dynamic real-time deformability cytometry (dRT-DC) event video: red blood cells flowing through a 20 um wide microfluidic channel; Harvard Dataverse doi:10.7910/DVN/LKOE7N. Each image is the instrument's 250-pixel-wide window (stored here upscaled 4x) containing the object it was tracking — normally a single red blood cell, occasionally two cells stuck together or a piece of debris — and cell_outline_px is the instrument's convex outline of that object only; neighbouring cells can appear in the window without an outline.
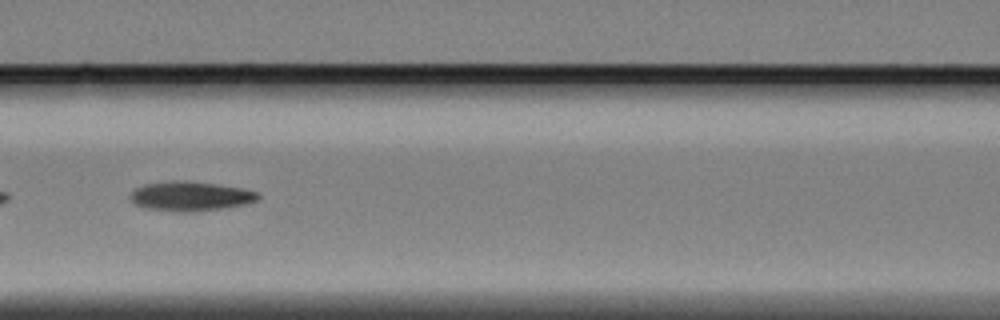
{"species": "Egyptian fruit bat (a non-hibernating species)", "species_latin": "Rousettus aegyptiacus", "temperature_condition": "cold", "stored_images_in_passage": 19, "camera_frame_rate_fps": 3000, "um_per_image_px": 0.085, "animal": {"sex": "female"}, "frame": {"image": 1, "passage_image": 9, "time_ms": 2.667, "image_size_px": [1000, 320], "cell_outline_px": [[260, 200], [248, 204], [224, 208], [184, 212], [180, 212], [148, 208], [132, 204], [128, 196], [136, 188], [144, 184], [172, 180], [184, 180], [216, 184], [244, 188], [260, 192]], "centroid_in_image_um": [16.22, 16.67], "position_along_channel_um": 150.4, "area_um2": 22.25}}